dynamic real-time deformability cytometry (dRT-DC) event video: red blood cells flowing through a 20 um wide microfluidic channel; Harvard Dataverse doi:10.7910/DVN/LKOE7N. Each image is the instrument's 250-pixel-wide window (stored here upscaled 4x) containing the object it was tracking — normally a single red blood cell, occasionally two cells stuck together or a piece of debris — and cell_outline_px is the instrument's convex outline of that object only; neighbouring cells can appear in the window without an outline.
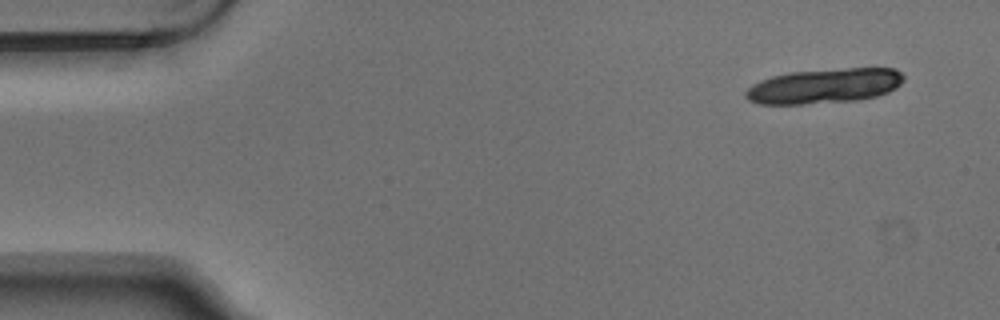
{"species": "Egyptian fruit bat (a non-hibernating species)", "species_latin": "Rousettus aegyptiacus", "temperature_condition": "warm", "stored_images_in_passage": 5, "segment_of_instrument_passage": [1, 2], "camera_frame_rate_fps": 3000, "um_per_image_px": 0.085, "animal": {"sex": "male"}, "frame": {"image": 1, "passage_image": 1, "time_ms": 0.0, "image_size_px": [1000, 320], "cell_outline_px": [[904, 80], [896, 88], [888, 92], [876, 96], [856, 100], [800, 104], [760, 104], [748, 100], [744, 96], [744, 92], [752, 84], [760, 80], [772, 76], [792, 72], [844, 68], [896, 68], [904, 76]], "centroid_in_image_um": [70.06, 7.3], "position_along_channel_um": 14.9, "area_um2": 32.08}}